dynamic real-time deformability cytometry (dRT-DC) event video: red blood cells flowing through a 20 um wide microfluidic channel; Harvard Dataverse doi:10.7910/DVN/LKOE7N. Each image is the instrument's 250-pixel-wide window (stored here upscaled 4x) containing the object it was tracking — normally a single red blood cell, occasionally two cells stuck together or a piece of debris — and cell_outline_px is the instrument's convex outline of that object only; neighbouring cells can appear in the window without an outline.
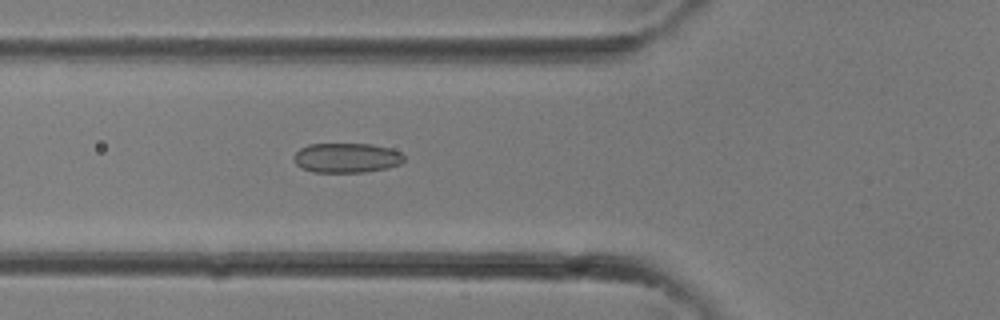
{"species": "common noctule bat (a hibernating species)", "species_latin": "Nyctalus noctula", "temperature_condition": "room temperature", "stored_images_in_passage": 33, "camera_frame_rate_fps": 3000, "um_per_image_px": 0.085, "animal": {"sex": "female"}, "frame": {"image": 1, "passage_image": 12, "time_ms": 3.667, "image_size_px": [1000, 320], "cell_outline_px": [[404, 160], [400, 164], [388, 168], [364, 172], [316, 172], [300, 168], [296, 164], [292, 156], [300, 148], [308, 144], [372, 144], [392, 148], [400, 152], [404, 156]], "centroid_in_image_um": [29.46, 13.41], "position_along_channel_um": 96.3, "area_um2": 19.25}}
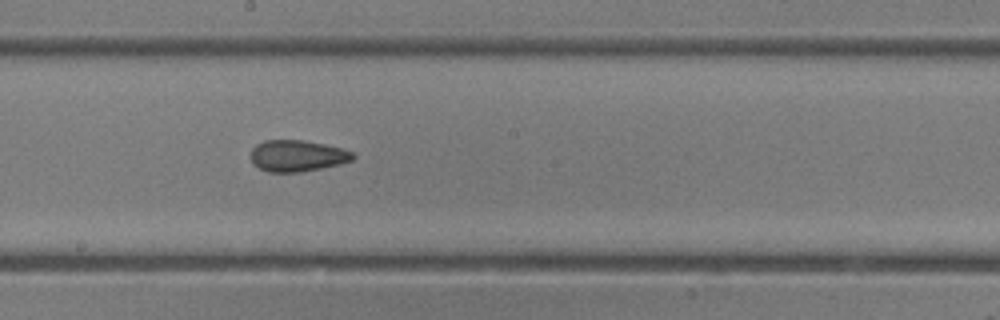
{"frame": {"image": 2, "passage_image": 18, "time_ms": 5.667, "image_size_px": [1000, 320], "cell_outline_px": [[356, 156], [352, 160], [340, 164], [300, 172], [268, 172], [252, 164], [252, 148], [256, 144], [264, 140], [300, 140], [324, 144], [344, 148], [352, 152]], "centroid_in_image_um": [25.27, 13.24], "position_along_channel_um": 222.9, "area_um2": 18.67}}
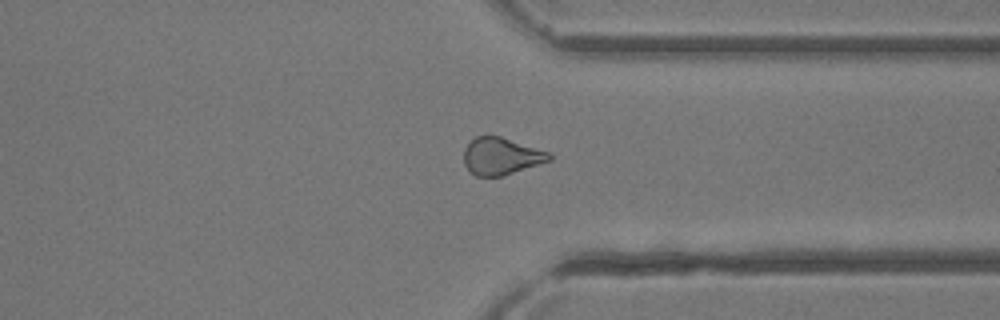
{"frame": {"image": 3, "passage_image": 25, "time_ms": 8.0, "image_size_px": [1000, 320], "cell_outline_px": [[552, 160], [504, 176], [476, 176], [464, 164], [464, 148], [476, 136], [500, 136], [548, 152], [552, 156]], "centroid_in_image_um": [42.6, 13.29], "position_along_channel_um": 368.8, "area_um2": 18.32}}